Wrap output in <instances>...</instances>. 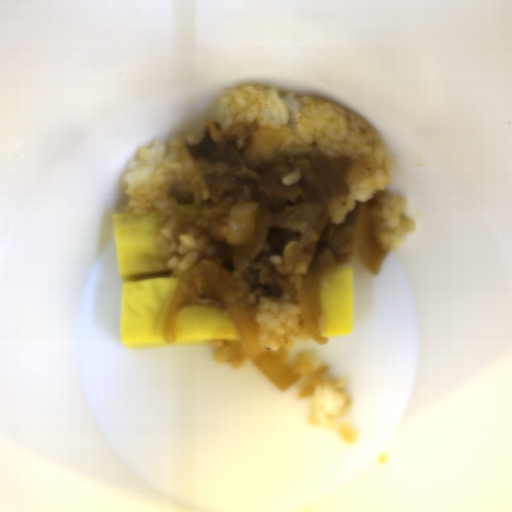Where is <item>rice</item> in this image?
Wrapping results in <instances>:
<instances>
[{
  "label": "rice",
  "instance_id": "8eca5e8b",
  "mask_svg": "<svg viewBox=\"0 0 512 512\" xmlns=\"http://www.w3.org/2000/svg\"><path fill=\"white\" fill-rule=\"evenodd\" d=\"M293 366L300 373V379L293 384L298 398L309 399L307 410L311 426L334 428L351 407L352 400L343 390L348 384L344 377L328 379L330 369L321 364L320 357H312V352L303 351L297 355Z\"/></svg>",
  "mask_w": 512,
  "mask_h": 512
},
{
  "label": "rice",
  "instance_id": "652b925c",
  "mask_svg": "<svg viewBox=\"0 0 512 512\" xmlns=\"http://www.w3.org/2000/svg\"><path fill=\"white\" fill-rule=\"evenodd\" d=\"M257 121L260 131L278 129L286 138L276 154L346 157L364 162L361 179L347 196L328 200L329 218L346 221L356 202L378 198L373 213L374 240L386 252L400 250L404 236L414 234L417 223L406 215L408 199L391 194V163L379 135L367 120L350 110L292 90L242 84L219 102L214 122L228 131L236 124ZM385 252V253H386Z\"/></svg>",
  "mask_w": 512,
  "mask_h": 512
},
{
  "label": "rice",
  "instance_id": "e3fd555f",
  "mask_svg": "<svg viewBox=\"0 0 512 512\" xmlns=\"http://www.w3.org/2000/svg\"><path fill=\"white\" fill-rule=\"evenodd\" d=\"M339 435L347 444H355L359 438L358 432L355 428L350 426L346 421L339 425Z\"/></svg>",
  "mask_w": 512,
  "mask_h": 512
},
{
  "label": "rice",
  "instance_id": "a3056103",
  "mask_svg": "<svg viewBox=\"0 0 512 512\" xmlns=\"http://www.w3.org/2000/svg\"><path fill=\"white\" fill-rule=\"evenodd\" d=\"M301 177V172H300V168H296L293 172L287 174L286 176H284L283 178H281V182L283 183L284 186H291V185H294L295 183H297L299 181Z\"/></svg>",
  "mask_w": 512,
  "mask_h": 512
},
{
  "label": "rice",
  "instance_id": "acb35da6",
  "mask_svg": "<svg viewBox=\"0 0 512 512\" xmlns=\"http://www.w3.org/2000/svg\"><path fill=\"white\" fill-rule=\"evenodd\" d=\"M251 307L264 350L286 360L295 342L314 339L302 322L300 304L291 303L288 293L279 297L260 296Z\"/></svg>",
  "mask_w": 512,
  "mask_h": 512
},
{
  "label": "rice",
  "instance_id": "b023fe2a",
  "mask_svg": "<svg viewBox=\"0 0 512 512\" xmlns=\"http://www.w3.org/2000/svg\"><path fill=\"white\" fill-rule=\"evenodd\" d=\"M214 349V361L219 364H230L232 369H239L247 363L249 357L243 345L239 341L210 340Z\"/></svg>",
  "mask_w": 512,
  "mask_h": 512
},
{
  "label": "rice",
  "instance_id": "f2f60c81",
  "mask_svg": "<svg viewBox=\"0 0 512 512\" xmlns=\"http://www.w3.org/2000/svg\"><path fill=\"white\" fill-rule=\"evenodd\" d=\"M317 328L319 334L327 333V321L324 317V315L320 312L318 322H317Z\"/></svg>",
  "mask_w": 512,
  "mask_h": 512
},
{
  "label": "rice",
  "instance_id": "023b6e5f",
  "mask_svg": "<svg viewBox=\"0 0 512 512\" xmlns=\"http://www.w3.org/2000/svg\"><path fill=\"white\" fill-rule=\"evenodd\" d=\"M204 136L189 134L185 140L163 142L153 140L131 159L123 182L126 198L122 210L134 215L157 211L160 229L156 241L168 257V268L184 271L191 268L202 254L208 238L198 229L182 231V214H175L177 203L173 190L193 193L194 205H202L210 198L205 178L198 163L190 156L187 146L199 143Z\"/></svg>",
  "mask_w": 512,
  "mask_h": 512
}]
</instances>
